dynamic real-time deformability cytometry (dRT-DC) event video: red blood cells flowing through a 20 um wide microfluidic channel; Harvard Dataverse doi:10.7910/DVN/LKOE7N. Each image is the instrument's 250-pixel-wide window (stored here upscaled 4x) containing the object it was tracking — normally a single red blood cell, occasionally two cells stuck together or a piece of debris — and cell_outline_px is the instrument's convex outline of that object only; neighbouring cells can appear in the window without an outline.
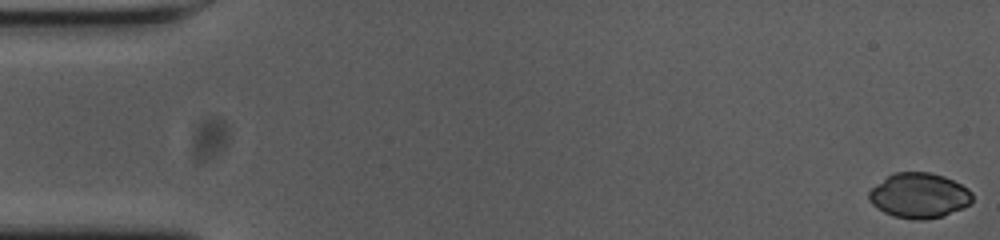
{"species": "common noctule bat (a hibernating species)", "species_latin": "Nyctalus noctula", "temperature_condition": "cold", "stored_images_in_passage": 17, "camera_frame_rate_fps": 3000, "um_per_image_px": 0.085, "animal": {"sex": "female", "body_mass_g": 23.0, "forearm_length_mm": 53.4}, "frame": {"image": 1, "passage_image": 1, "time_ms": 0.0, "image_size_px": [1000, 240], "cell_outline_px": [[972, 200], [964, 208], [940, 216], [924, 220], [916, 220], [892, 216], [876, 208], [868, 200], [868, 192], [876, 184], [888, 176], [896, 172], [928, 172], [944, 176], [968, 188], [972, 192]], "centroid_in_image_um": [78.1, 16.62], "position_along_channel_um": 6.9, "area_um2": 27.11}}
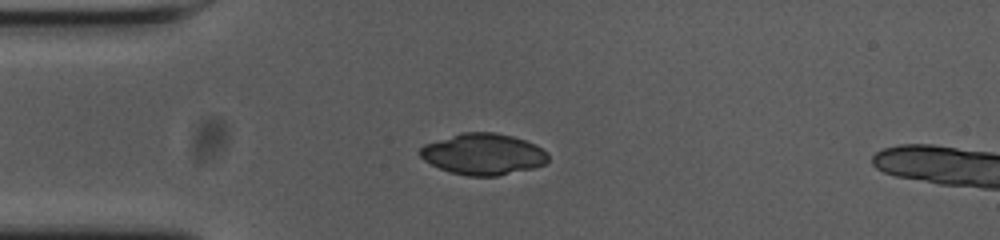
{"frame": {"image": 2, "passage_image": 14, "time_ms": 4.333, "image_size_px": [1000, 240], "cell_outline_px": [[548, 160], [544, 164], [532, 168], [496, 176], [468, 176], [452, 172], [440, 168], [424, 160], [420, 156], [420, 148], [424, 144], [460, 132], [492, 132], [512, 136], [536, 144], [548, 152]], "centroid_in_image_um": [41.08, 13.09], "position_along_channel_um": 43.9, "area_um2": 30.69}}